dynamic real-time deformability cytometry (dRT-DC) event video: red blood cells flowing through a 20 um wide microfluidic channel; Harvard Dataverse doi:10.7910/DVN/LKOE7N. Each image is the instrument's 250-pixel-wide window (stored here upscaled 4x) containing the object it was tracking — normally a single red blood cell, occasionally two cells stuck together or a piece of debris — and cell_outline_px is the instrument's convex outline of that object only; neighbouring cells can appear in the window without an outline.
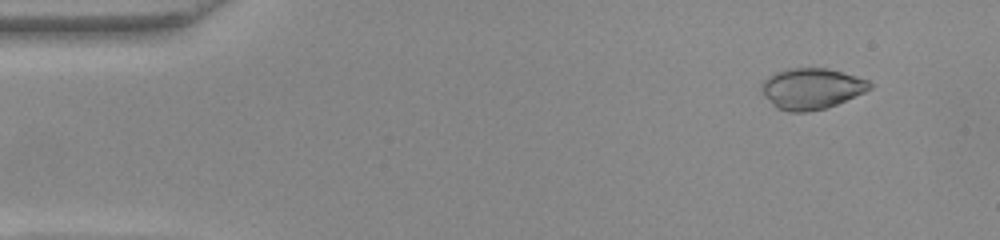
{"species": "common noctule bat (a hibernating species)", "species_latin": "Nyctalus noctula", "temperature_condition": "warm", "stored_images_in_passage": 48, "camera_frame_rate_fps": 3000, "um_per_image_px": 0.085, "animal": {"sex": "female", "body_mass_g": 22.0, "forearm_length_mm": 56.7}, "frame": {"image": 1, "passage_image": 1, "time_ms": 0.0, "image_size_px": [1000, 240], "cell_outline_px": [[872, 88], [864, 92], [828, 108], [808, 112], [788, 112], [776, 108], [760, 92], [760, 84], [768, 76], [776, 72], [788, 68], [828, 68], [856, 76], [868, 80], [872, 84]], "centroid_in_image_um": [68.94, 7.54], "position_along_channel_um": 16.1, "area_um2": 26.07}}
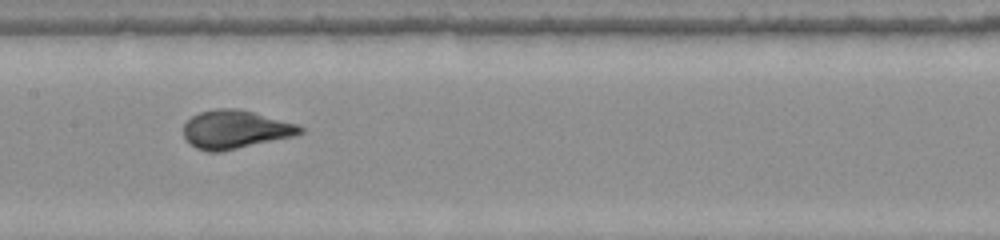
{"frame": {"image": 2, "passage_image": 22, "time_ms": 7.0, "image_size_px": [1000, 240], "cell_outline_px": [[304, 132], [292, 136], [220, 152], [208, 152], [196, 148], [184, 136], [184, 124], [192, 116], [200, 112], [216, 108], [236, 108], [252, 112], [296, 124], [304, 128]], "centroid_in_image_um": [19.97, 11.0], "position_along_channel_um": 187.4, "area_um2": 25.66}}
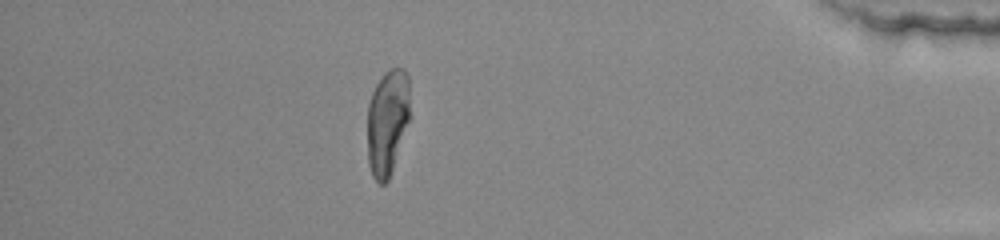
{"frame": {"image": 3, "passage_image": 42, "time_ms": 13.667, "image_size_px": [1000, 240], "cell_outline_px": [[408, 120], [392, 172], [388, 180], [384, 184], [380, 184], [372, 176], [368, 164], [368, 104], [372, 92], [376, 84], [384, 72], [388, 68], [404, 68], [408, 76]], "centroid_in_image_um": [32.9, 10.38], "position_along_channel_um": 402.3, "area_um2": 26.01}, "authors_computed_cell_mechanics": {"area_um2": 26.0389, "velocity_mm_per_s": 3.9016, "shape_relaxation_time_tau1_ms": 9.8336, "shape_relaxation_time_tau2_ms": null, "deformation_change_tau1": 0.3547, "deformation_change_tau2": null}}